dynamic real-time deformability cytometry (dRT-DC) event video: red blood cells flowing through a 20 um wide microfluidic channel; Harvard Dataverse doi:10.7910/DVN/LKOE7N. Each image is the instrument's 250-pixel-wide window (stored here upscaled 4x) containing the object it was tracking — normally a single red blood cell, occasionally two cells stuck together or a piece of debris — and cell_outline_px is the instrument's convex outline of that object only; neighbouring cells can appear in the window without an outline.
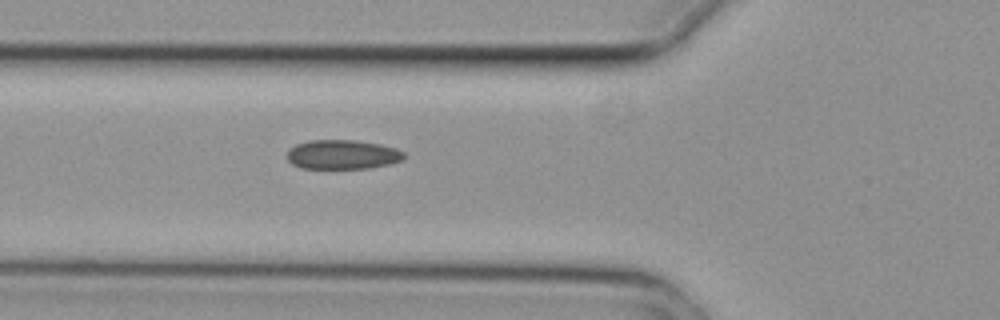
{"species": "common noctule bat (a hibernating species)", "species_latin": "Nyctalus noctula", "temperature_condition": "cold", "stored_images_in_passage": 5, "camera_frame_rate_fps": 3000, "um_per_image_px": 0.085, "animal": {"sex": "female", "body_mass_g": 29.2, "forearm_length_mm": 56.3}, "frame": {"image": 1, "passage_image": 5, "time_ms": 1.333, "image_size_px": [1000, 320], "cell_outline_px": [[404, 160], [392, 164], [368, 168], [300, 168], [292, 164], [288, 160], [288, 148], [296, 144], [308, 140], [356, 140], [380, 144], [396, 148], [404, 152]], "centroid_in_image_um": [29.12, 13.13], "position_along_channel_um": 96.7, "area_um2": 20.17}}